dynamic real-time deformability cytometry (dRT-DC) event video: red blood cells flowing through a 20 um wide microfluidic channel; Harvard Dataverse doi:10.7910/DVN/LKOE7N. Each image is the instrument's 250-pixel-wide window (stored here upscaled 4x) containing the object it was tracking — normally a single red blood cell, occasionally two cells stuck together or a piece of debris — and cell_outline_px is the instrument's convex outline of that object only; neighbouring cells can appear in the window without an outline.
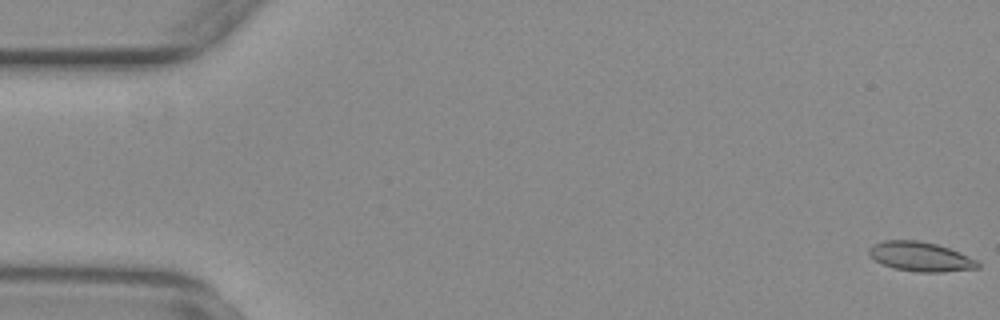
{"species": "common noctule bat (a hibernating species)", "species_latin": "Nyctalus noctula", "temperature_condition": "warm", "stored_images_in_passage": 57, "camera_frame_rate_fps": 3000, "um_per_image_px": 0.085, "animal": {"sex": "female", "body_mass_g": 29.2, "forearm_length_mm": 56.3}, "frame": {"image": 1, "passage_image": 1, "time_ms": 0.0, "image_size_px": [1000, 320], "cell_outline_px": [[980, 268], [944, 272], [920, 272], [892, 268], [876, 260], [868, 252], [868, 248], [872, 244], [884, 240], [916, 240], [936, 244], [960, 252], [976, 260], [980, 264]], "centroid_in_image_um": [78.25, 21.81], "position_along_channel_um": 6.8, "area_um2": 18.61}}
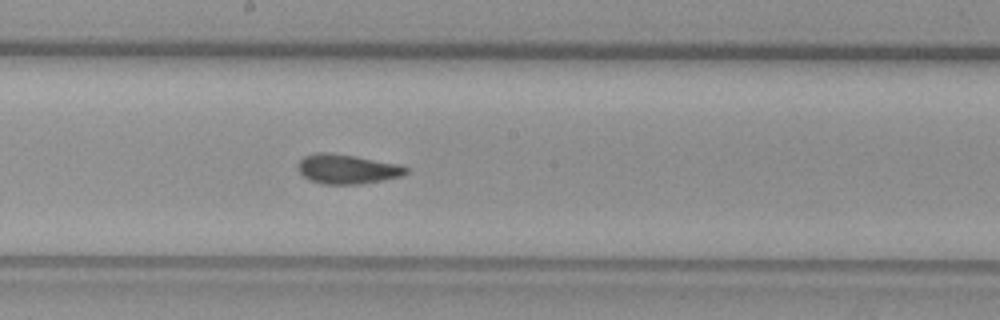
{"frame": {"image": 2, "passage_image": 30, "time_ms": 9.667, "image_size_px": [1000, 320], "cell_outline_px": [[408, 172], [400, 176], [360, 184], [324, 184], [312, 180], [304, 176], [296, 168], [296, 164], [304, 156], [316, 152], [324, 152], [352, 156], [400, 164], [408, 168]], "centroid_in_image_um": [29.47, 14.36], "position_along_channel_um": 218.7, "area_um2": 18.32}}
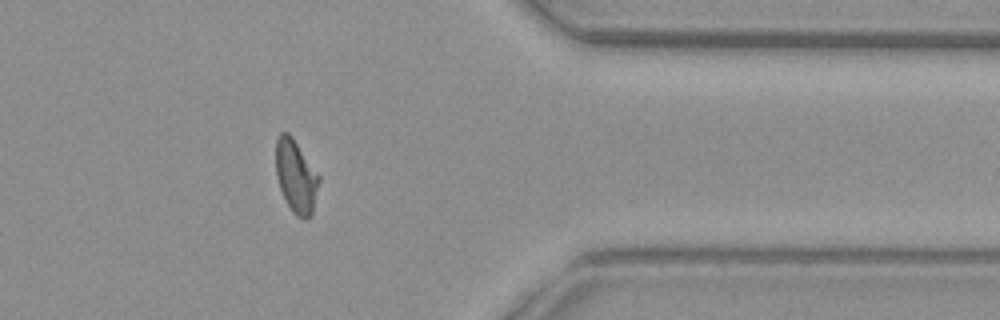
{"frame": {"image": 3, "passage_image": 45, "time_ms": 14.667, "image_size_px": [1000, 320], "cell_outline_px": [[320, 180], [312, 216], [308, 220], [304, 220], [296, 216], [292, 212], [280, 188], [276, 176], [276, 140], [280, 132], [288, 132], [292, 136], [320, 176]], "centroid_in_image_um": [25.17, 15.01], "position_along_channel_um": 386.2, "area_um2": 18.5}, "authors_computed_cell_mechanics": {"area_um2": 18.6694, "velocity_mm_per_s": 3.7337, "shape_relaxation_time_tau1_ms": null, "shape_relaxation_time_tau2_ms": 0.7793, "deformation_change_tau1": null, "deformation_change_tau2": 0.0554}}